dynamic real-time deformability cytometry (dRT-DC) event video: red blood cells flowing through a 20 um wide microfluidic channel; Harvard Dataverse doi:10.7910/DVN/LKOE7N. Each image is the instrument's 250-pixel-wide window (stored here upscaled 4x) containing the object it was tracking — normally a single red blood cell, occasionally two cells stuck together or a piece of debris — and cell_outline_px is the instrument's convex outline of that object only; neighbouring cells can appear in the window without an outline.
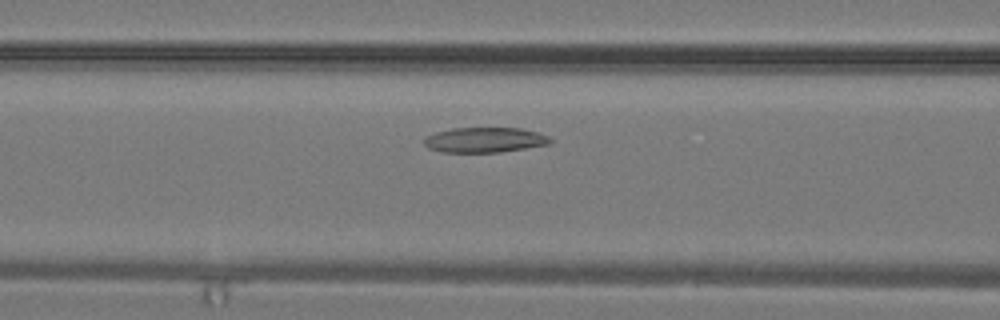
{"species": "common noctule bat (a hibernating species)", "species_latin": "Nyctalus noctula", "temperature_condition": "warm", "stored_images_in_passage": 27, "camera_frame_rate_fps": 3000, "um_per_image_px": 0.085, "animal": {"sex": "male", "body_mass_g": 19.2, "forearm_length_mm": 51.8}, "frame": {"image": 1, "passage_image": 8, "time_ms": 2.333, "image_size_px": [1000, 320], "cell_outline_px": [[552, 144], [500, 152], [440, 152], [428, 148], [424, 144], [424, 136], [436, 132], [452, 128], [520, 128], [540, 132], [548, 136], [552, 140]], "centroid_in_image_um": [41.21, 11.89], "position_along_channel_um": 125.4, "area_um2": 18.67}}
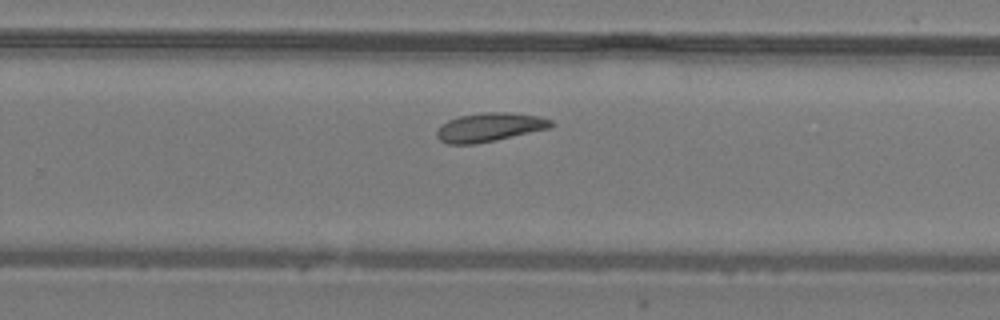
{"frame": {"image": 2, "passage_image": 16, "time_ms": 5.0, "image_size_px": [1000, 320], "cell_outline_px": [[552, 128], [496, 140], [476, 144], [448, 144], [440, 140], [436, 136], [436, 132], [448, 120], [460, 116], [484, 112], [508, 112], [540, 116], [552, 120]], "centroid_in_image_um": [41.65, 10.82], "position_along_channel_um": 288.1, "area_um2": 19.13}}
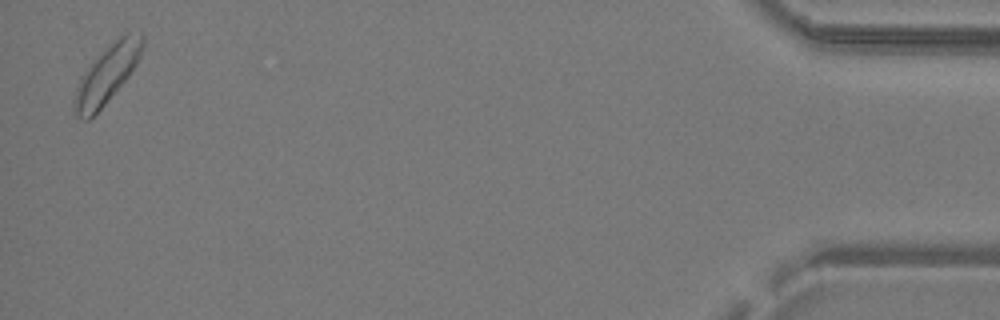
{"frame": {"image": 3, "passage_image": 27, "time_ms": 8.667, "image_size_px": [1000, 320], "cell_outline_px": [[144, 44], [140, 56], [136, 64], [128, 76], [104, 104], [88, 120], [84, 120], [76, 116], [72, 104], [76, 88], [80, 76], [88, 64], [112, 40], [124, 32], [144, 32]], "centroid_in_image_um": [9.08, 6.23], "position_along_channel_um": 426.1, "area_um2": 23.29}}